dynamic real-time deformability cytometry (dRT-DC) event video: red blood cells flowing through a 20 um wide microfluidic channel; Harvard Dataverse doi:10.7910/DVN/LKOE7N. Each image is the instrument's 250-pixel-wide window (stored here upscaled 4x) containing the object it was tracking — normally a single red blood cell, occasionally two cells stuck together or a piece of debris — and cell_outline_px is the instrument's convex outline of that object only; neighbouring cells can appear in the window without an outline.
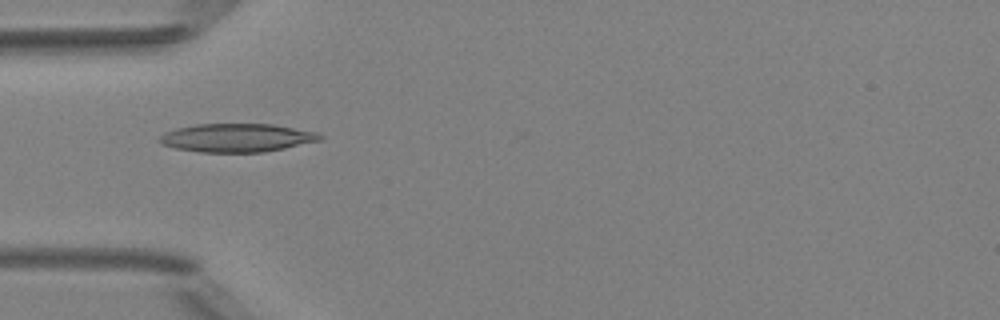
{"species": "Egyptian fruit bat (a non-hibernating species)", "species_latin": "Rousettus aegyptiacus", "temperature_condition": "room temperature", "stored_images_in_passage": 7, "camera_frame_rate_fps": 3000, "um_per_image_px": 0.085, "animal": {"sex": "female"}, "frame": {"image": 1, "passage_image": 4, "time_ms": 4.333, "image_size_px": [1000, 320], "cell_outline_px": [[324, 140], [264, 152], [200, 152], [176, 148], [160, 144], [156, 140], [164, 132], [176, 128], [196, 124], [272, 124], [316, 132], [324, 136]], "centroid_in_image_um": [20.12, 11.71], "position_along_channel_um": 64.9, "area_um2": 26.7}}
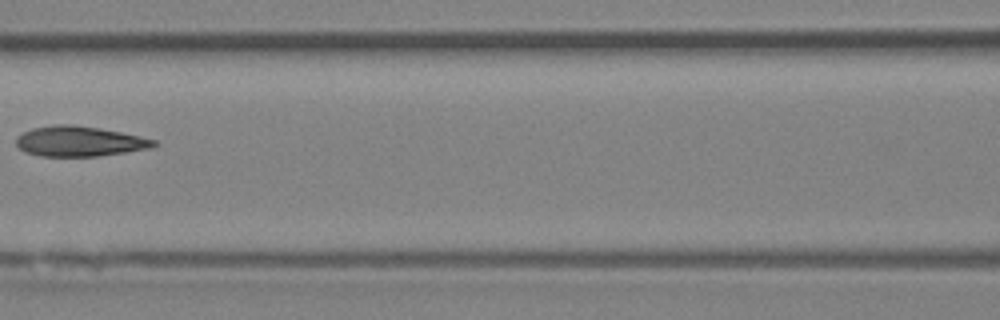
{"frame": {"image": 2, "passage_image": 6, "time_ms": 6.667, "image_size_px": [1000, 320], "cell_outline_px": [[160, 144], [152, 148], [96, 156], [40, 156], [24, 152], [16, 144], [16, 136], [32, 128], [52, 124], [72, 124], [100, 128], [140, 136], [156, 140]], "centroid_in_image_um": [6.75, 12.0], "position_along_channel_um": 159.9, "area_um2": 24.33}}
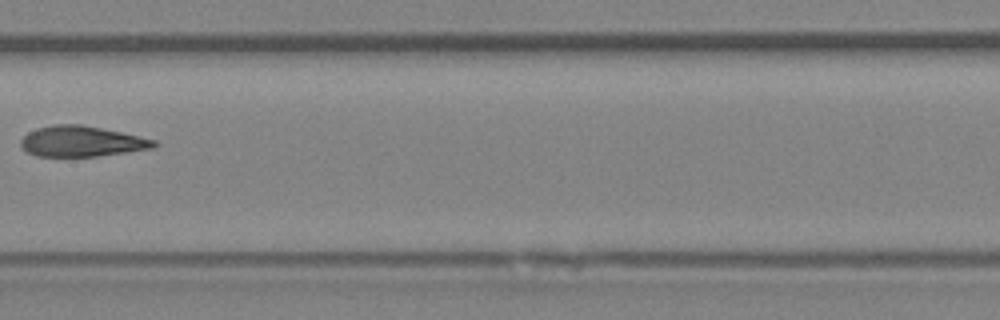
{"frame": {"image": 3, "passage_image": 7, "time_ms": 7.667, "image_size_px": [1000, 320], "cell_outline_px": [[160, 144], [152, 148], [96, 156], [36, 156], [28, 152], [20, 144], [20, 140], [28, 132], [52, 124], [80, 124], [120, 132], [156, 140]], "centroid_in_image_um": [6.93, 12.01], "position_along_channel_um": 200.5, "area_um2": 23.41}}